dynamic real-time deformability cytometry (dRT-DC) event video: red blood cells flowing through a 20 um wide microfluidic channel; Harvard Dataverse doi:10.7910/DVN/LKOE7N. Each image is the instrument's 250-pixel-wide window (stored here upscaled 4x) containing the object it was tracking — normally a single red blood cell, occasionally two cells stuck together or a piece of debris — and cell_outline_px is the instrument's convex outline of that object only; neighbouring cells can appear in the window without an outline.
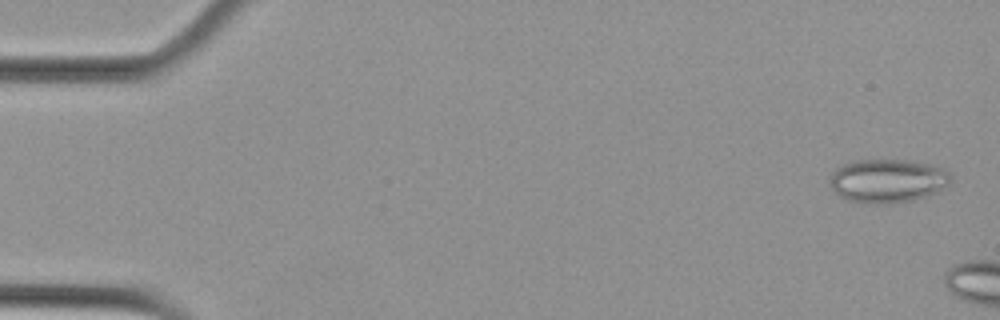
{"species": "Egyptian fruit bat (a non-hibernating species)", "species_latin": "Rousettus aegyptiacus", "temperature_condition": "cold", "stored_images_in_passage": 6, "camera_frame_rate_fps": 3000, "um_per_image_px": 0.085, "animal": {"sex": "female"}, "frame": {"image": 1, "passage_image": 1, "time_ms": 0.0, "image_size_px": [1000, 320], "cell_outline_px": [[952, 184], [940, 192], [928, 196], [912, 200], [888, 204], [872, 204], [848, 200], [840, 196], [832, 188], [832, 172], [836, 168], [844, 164], [856, 160], [912, 160], [928, 164], [940, 168], [948, 172], [952, 176]], "centroid_in_image_um": [75.52, 15.38], "position_along_channel_um": 9.5, "area_um2": 30.92}}